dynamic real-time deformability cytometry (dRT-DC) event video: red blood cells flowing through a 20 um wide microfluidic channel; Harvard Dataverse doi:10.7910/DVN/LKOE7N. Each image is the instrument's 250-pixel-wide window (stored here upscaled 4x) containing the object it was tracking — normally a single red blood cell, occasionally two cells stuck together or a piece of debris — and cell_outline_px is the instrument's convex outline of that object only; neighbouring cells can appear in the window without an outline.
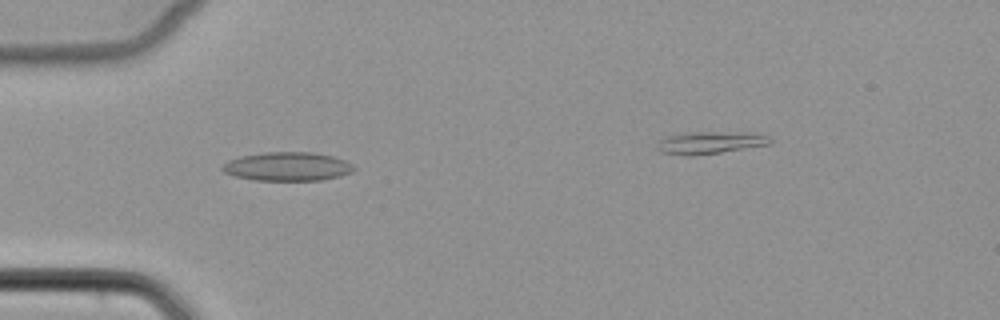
{"species": "common noctule bat (a hibernating species)", "species_latin": "Nyctalus noctula", "temperature_condition": "cold", "stored_images_in_passage": 39, "camera_frame_rate_fps": 3000, "um_per_image_px": 0.085, "animal": {"sex": "female", "body_mass_g": 22.7, "forearm_length_mm": 54.2}, "frame": {"image": 1, "passage_image": 7, "time_ms": 2.0, "image_size_px": [1000, 320], "cell_outline_px": [[356, 168], [352, 172], [340, 176], [320, 180], [252, 180], [232, 176], [224, 172], [220, 168], [220, 164], [228, 160], [240, 156], [264, 152], [312, 152], [332, 156], [344, 160], [352, 164]], "centroid_in_image_um": [24.37, 14.15], "position_along_channel_um": 60.6, "area_um2": 22.25}}
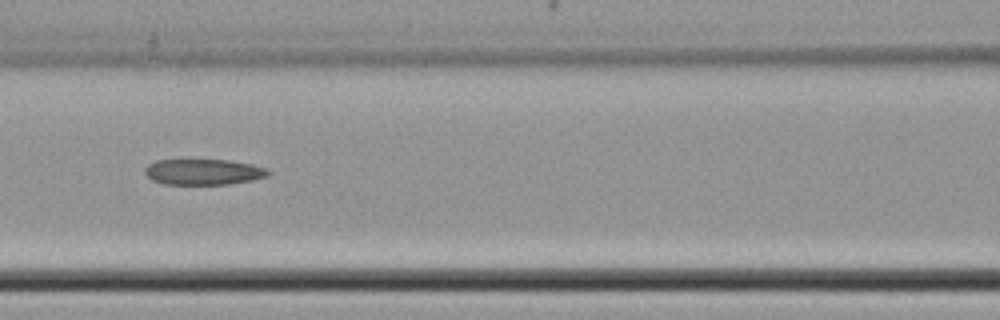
{"frame": {"image": 2, "passage_image": 14, "time_ms": 4.333, "image_size_px": [1000, 320], "cell_outline_px": [[272, 172], [268, 176], [252, 180], [228, 184], [164, 184], [152, 180], [144, 172], [144, 168], [148, 164], [156, 160], [188, 156], [232, 160], [252, 164], [268, 168]], "centroid_in_image_um": [17.27, 14.54], "position_along_channel_um": 149.3, "area_um2": 19.77}}
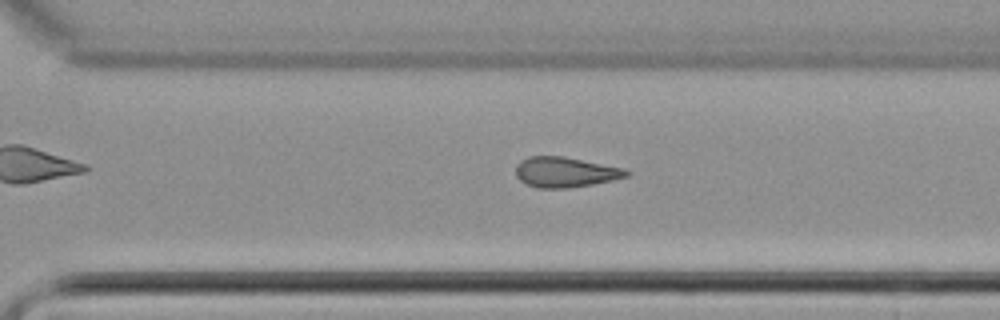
{"frame": {"image": 3, "passage_image": 27, "time_ms": 8.667, "image_size_px": [1000, 320], "cell_outline_px": [[632, 172], [628, 176], [612, 180], [592, 184], [568, 188], [536, 188], [524, 184], [516, 176], [516, 164], [520, 160], [528, 156], [564, 156], [624, 168]], "centroid_in_image_um": [48.02, 14.63], "position_along_channel_um": 322.6, "area_um2": 19.71}}